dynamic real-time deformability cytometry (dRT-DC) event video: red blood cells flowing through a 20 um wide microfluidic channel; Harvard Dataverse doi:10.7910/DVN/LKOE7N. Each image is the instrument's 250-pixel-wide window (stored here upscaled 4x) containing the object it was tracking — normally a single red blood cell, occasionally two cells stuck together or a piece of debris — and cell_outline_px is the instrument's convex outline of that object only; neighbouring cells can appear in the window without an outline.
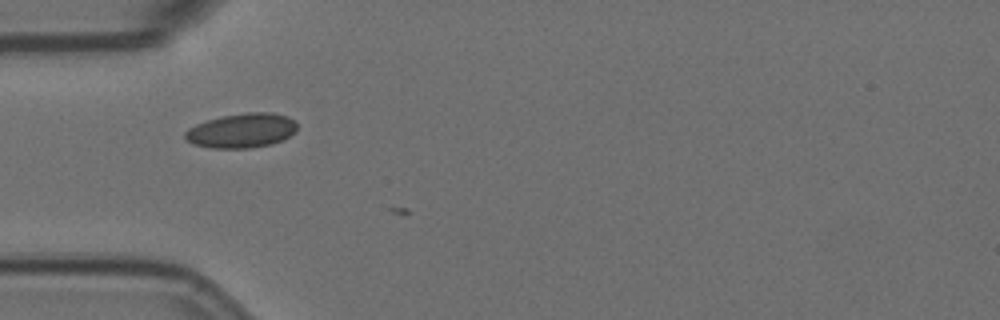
{"species": "Egyptian fruit bat (a non-hibernating species)", "species_latin": "Rousettus aegyptiacus", "temperature_condition": "room temperature", "stored_images_in_passage": 2, "camera_frame_rate_fps": 3000, "um_per_image_px": 0.085, "animal": {"sex": "female"}, "frame": {"image": 1, "passage_image": 1, "time_ms": 0.0, "image_size_px": [1000, 320], "cell_outline_px": [[296, 132], [272, 144], [248, 148], [212, 148], [192, 144], [184, 140], [184, 132], [188, 128], [196, 124], [220, 116], [248, 112], [272, 112], [288, 116], [296, 120]], "centroid_in_image_um": [20.52, 11.09], "position_along_channel_um": 64.5, "area_um2": 22.72}}